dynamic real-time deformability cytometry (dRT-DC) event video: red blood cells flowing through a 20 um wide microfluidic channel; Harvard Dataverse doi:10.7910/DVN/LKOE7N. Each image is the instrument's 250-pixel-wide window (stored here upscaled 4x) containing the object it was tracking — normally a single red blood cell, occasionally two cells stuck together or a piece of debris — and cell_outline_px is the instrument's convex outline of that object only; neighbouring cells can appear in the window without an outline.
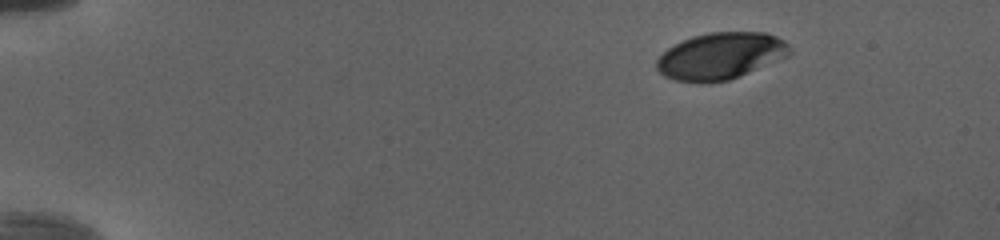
{"species": "human", "species_latin": "Homo sapiens", "temperature_condition": "cold", "stored_images_in_passage": 22, "camera_frame_rate_fps": 3000, "um_per_image_px": 0.085, "donor": {"sex": "female"}, "frame": {"image": 1, "passage_image": 1, "time_ms": 0.0, "image_size_px": [1000, 240], "cell_outline_px": [[792, 52], [788, 56], [728, 80], [676, 80], [664, 76], [656, 68], [656, 60], [668, 48], [692, 36], [708, 32], [764, 32], [776, 36], [784, 40], [792, 48]], "centroid_in_image_um": [61.29, 4.71], "position_along_channel_um": 23.7, "area_um2": 35.49}}
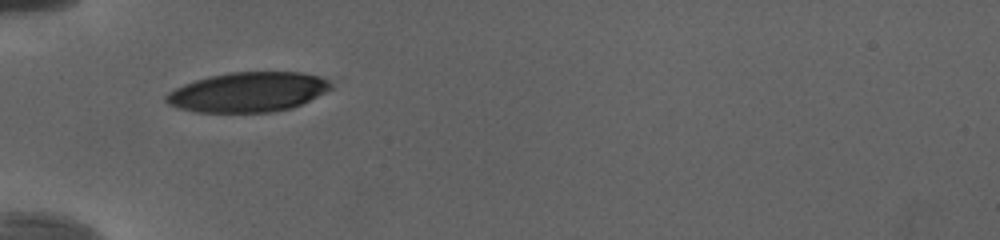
{"frame": {"image": 2, "passage_image": 12, "time_ms": 3.667, "image_size_px": [1000, 240], "cell_outline_px": [[332, 88], [292, 108], [272, 112], [196, 112], [176, 108], [168, 104], [164, 100], [164, 96], [168, 92], [184, 84], [208, 76], [228, 72], [304, 72], [320, 76], [328, 80], [332, 84]], "centroid_in_image_um": [21.05, 7.82], "position_along_channel_um": 64.0, "area_um2": 38.26}}
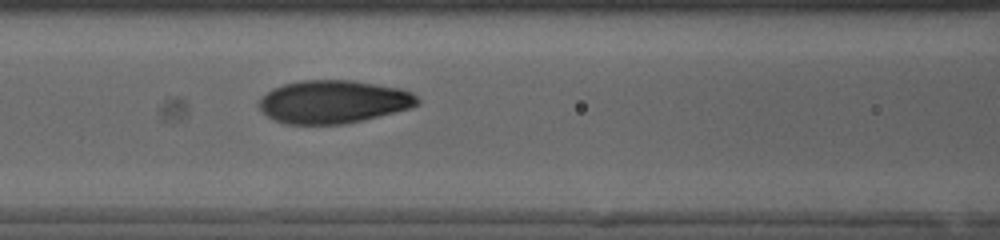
{"frame": {"image": 3, "passage_image": 18, "time_ms": 5.667, "image_size_px": [1000, 240], "cell_outline_px": [[420, 104], [412, 108], [344, 124], [284, 124], [268, 116], [260, 108], [260, 96], [272, 88], [284, 84], [304, 80], [348, 80], [400, 88], [412, 92], [420, 100]], "centroid_in_image_um": [28.35, 8.65], "position_along_channel_um": 138.3, "area_um2": 39.59}}